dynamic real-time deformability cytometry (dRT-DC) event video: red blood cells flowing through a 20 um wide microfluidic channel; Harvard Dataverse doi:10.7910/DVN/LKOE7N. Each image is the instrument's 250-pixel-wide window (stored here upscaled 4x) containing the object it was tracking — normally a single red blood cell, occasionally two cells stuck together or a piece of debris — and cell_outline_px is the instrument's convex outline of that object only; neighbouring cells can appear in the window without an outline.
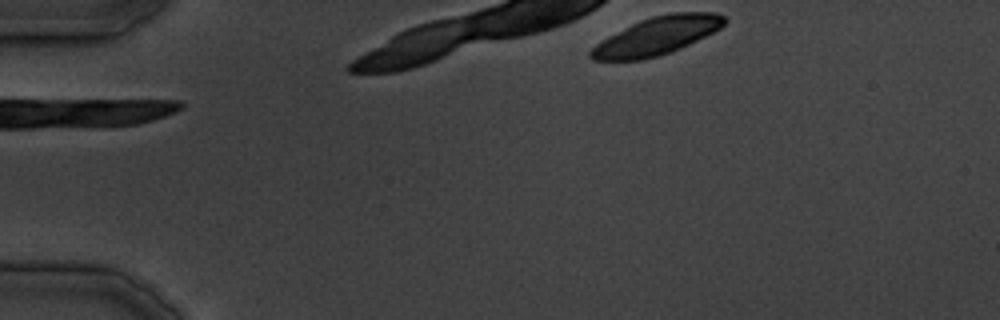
{"species": "common noctule bat (a hibernating species)", "species_latin": "Nyctalus noctula", "temperature_condition": "cold", "stored_images_in_passage": 2, "camera_frame_rate_fps": 3000, "um_per_image_px": 0.085, "animal": {"sex": "male", "body_mass_g": 19.5, "forearm_length_mm": 54.6}, "frame": {"image": 1, "passage_image": 2, "time_ms": 2.333, "image_size_px": [1000, 320], "cell_outline_px": [[728, 20], [720, 28], [680, 48], [656, 56], [640, 60], [592, 60], [588, 56], [588, 52], [596, 44], [608, 36], [640, 20], [652, 16], [668, 12], [716, 12], [724, 16]], "centroid_in_image_um": [55.82, 3.04], "position_along_channel_um": 29.2, "area_um2": 29.19}}